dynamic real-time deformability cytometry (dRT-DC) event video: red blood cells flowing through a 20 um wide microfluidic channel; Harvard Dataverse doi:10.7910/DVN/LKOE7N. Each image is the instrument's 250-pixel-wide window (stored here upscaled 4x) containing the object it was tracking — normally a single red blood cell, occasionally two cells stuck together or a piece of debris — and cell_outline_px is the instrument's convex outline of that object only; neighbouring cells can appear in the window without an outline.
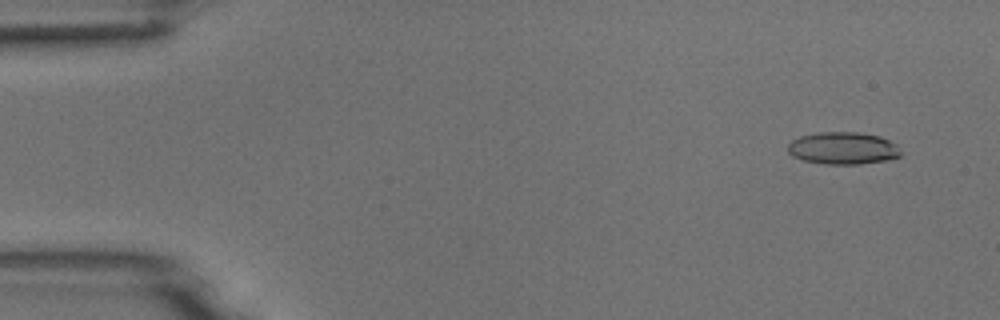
{"species": "common noctule bat (a hibernating species)", "species_latin": "Nyctalus noctula", "temperature_condition": "room temperature", "stored_images_in_passage": 5, "camera_frame_rate_fps": 3000, "um_per_image_px": 0.085, "animal": {"sex": "male", "body_mass_g": 18.8}, "frame": {"image": 1, "passage_image": 2, "time_ms": 0.333, "image_size_px": [1000, 320], "cell_outline_px": [[900, 156], [884, 160], [860, 164], [824, 164], [804, 160], [792, 156], [788, 152], [788, 144], [792, 140], [800, 136], [820, 132], [856, 132], [880, 136], [896, 144], [900, 152]], "centroid_in_image_um": [71.62, 12.59], "position_along_channel_um": 13.4, "area_um2": 21.1}}
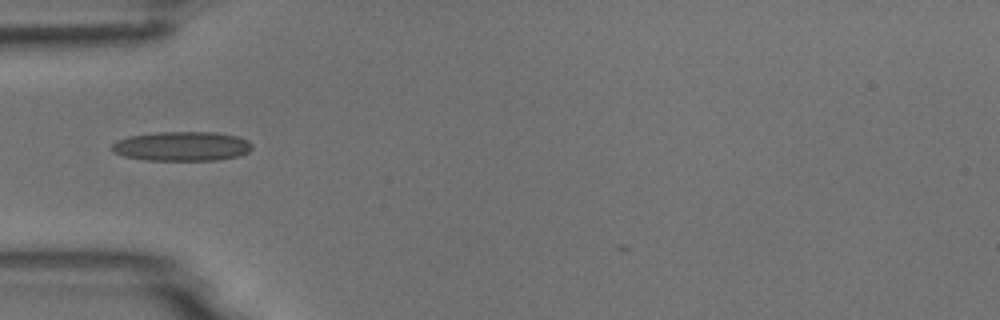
{"frame": {"image": 2, "passage_image": 5, "time_ms": 1.333, "image_size_px": [1000, 320], "cell_outline_px": [[252, 148], [248, 152], [240, 156], [216, 160], [148, 160], [124, 156], [112, 152], [112, 144], [116, 140], [128, 136], [156, 132], [212, 132], [236, 136], [248, 140], [252, 144]], "centroid_in_image_um": [15.45, 12.43], "position_along_channel_um": 69.5, "area_um2": 24.1}}